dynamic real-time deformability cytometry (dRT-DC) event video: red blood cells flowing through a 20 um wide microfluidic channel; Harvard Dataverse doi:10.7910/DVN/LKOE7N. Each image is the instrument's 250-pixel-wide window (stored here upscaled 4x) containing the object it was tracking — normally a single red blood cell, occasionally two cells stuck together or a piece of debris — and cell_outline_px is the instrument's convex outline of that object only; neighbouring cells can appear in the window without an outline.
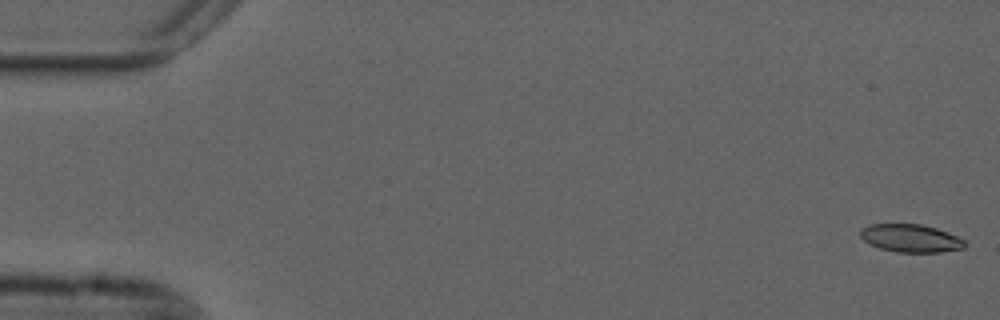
{"species": "common noctule bat (a hibernating species)", "species_latin": "Nyctalus noctula", "temperature_condition": "cold", "stored_images_in_passage": 55, "camera_frame_rate_fps": 3000, "um_per_image_px": 0.085, "animal": {"sex": "male", "forearm_length_mm": 52.5}, "frame": {"image": 1, "passage_image": 1, "time_ms": 0.0, "image_size_px": [1000, 320], "cell_outline_px": [[968, 244], [964, 248], [940, 252], [896, 252], [880, 248], [864, 240], [860, 236], [860, 228], [868, 224], [920, 224], [936, 228], [948, 232], [964, 240]], "centroid_in_image_um": [77.41, 20.24], "position_along_channel_um": 7.6, "area_um2": 16.99}}
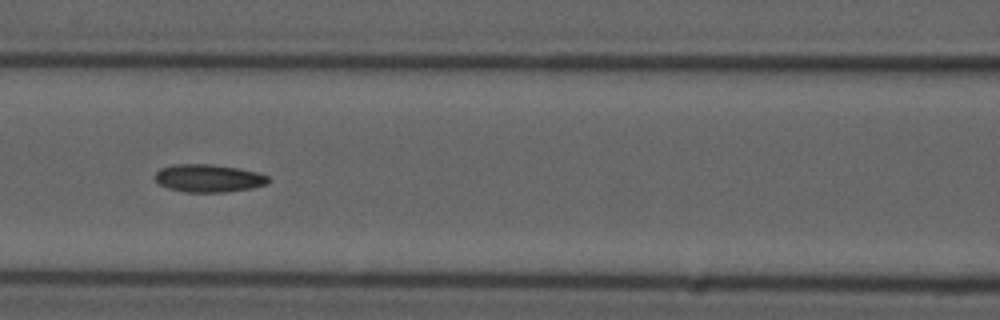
{"frame": {"image": 2, "passage_image": 24, "time_ms": 7.667, "image_size_px": [1000, 320], "cell_outline_px": [[272, 180], [268, 184], [252, 188], [224, 192], [184, 192], [168, 188], [160, 184], [152, 176], [160, 168], [172, 164], [212, 164], [240, 168], [256, 172], [268, 176]], "centroid_in_image_um": [17.73, 15.14], "position_along_channel_um": 148.9, "area_um2": 18.61}}
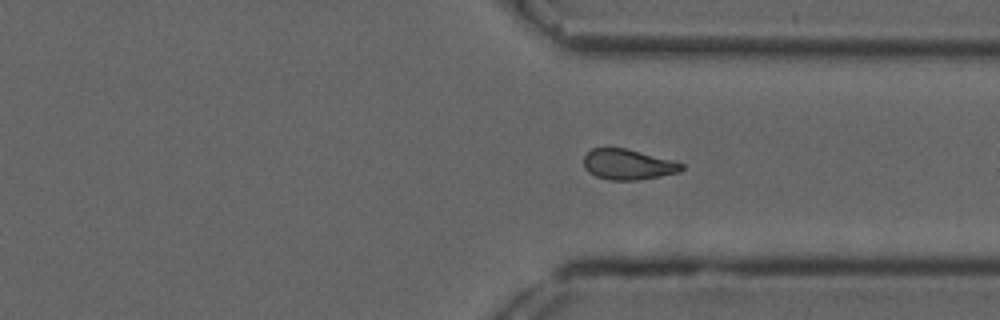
{"frame": {"image": 3, "passage_image": 41, "time_ms": 13.333, "image_size_px": [1000, 320], "cell_outline_px": [[684, 168], [680, 172], [660, 176], [636, 180], [608, 180], [596, 176], [588, 172], [584, 168], [584, 156], [592, 148], [628, 148], [672, 160], [684, 164]], "centroid_in_image_um": [53.38, 13.98], "position_along_channel_um": 358.0, "area_um2": 17.46}, "authors_computed_cell_mechanics": {"area_um2": 17.629, "velocity_mm_per_s": 3.6956, "shape_relaxation_time_tau1_ms": 11.3654, "shape_relaxation_time_tau2_ms": 7.2619, "deformation_change_tau1": 0.2319, "deformation_change_tau2": 0.1537}}